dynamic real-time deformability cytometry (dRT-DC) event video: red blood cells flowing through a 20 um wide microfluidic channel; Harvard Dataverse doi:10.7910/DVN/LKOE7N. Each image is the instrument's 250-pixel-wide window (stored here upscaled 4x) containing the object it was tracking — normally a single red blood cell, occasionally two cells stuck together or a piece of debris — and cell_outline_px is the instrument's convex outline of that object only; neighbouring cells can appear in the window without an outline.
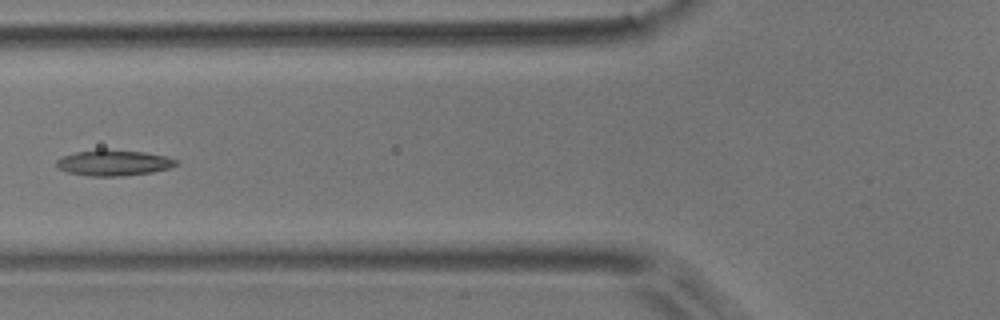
{"species": "common noctule bat (a hibernating species)", "species_latin": "Nyctalus noctula", "temperature_condition": "room temperature", "stored_images_in_passage": 3, "camera_frame_rate_fps": 3000, "um_per_image_px": 0.085, "animal": {"sex": "male", "body_mass_g": 17.9}, "frame": {"image": 1, "passage_image": 2, "time_ms": 0.333, "image_size_px": [1000, 320], "cell_outline_px": [[180, 164], [168, 168], [152, 172], [124, 176], [88, 176], [68, 172], [56, 168], [56, 160], [64, 156], [76, 152], [104, 148], [144, 152], [168, 156], [180, 160]], "centroid_in_image_um": [9.7, 13.83], "position_along_channel_um": 116.1, "area_um2": 18.32}}
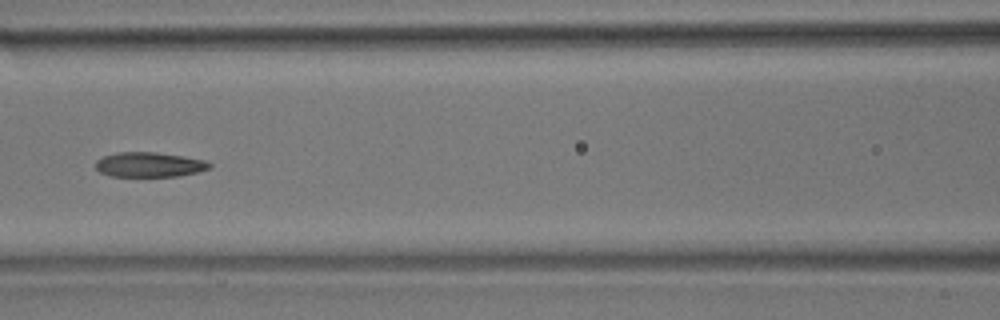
{"frame": {"image": 2, "passage_image": 3, "time_ms": 0.667, "image_size_px": [1000, 320], "cell_outline_px": [[212, 168], [180, 176], [112, 176], [100, 172], [96, 168], [96, 160], [104, 156], [120, 152], [156, 152], [204, 160], [212, 164]], "centroid_in_image_um": [12.7, 13.99], "position_along_channel_um": 153.9, "area_um2": 16.3}}